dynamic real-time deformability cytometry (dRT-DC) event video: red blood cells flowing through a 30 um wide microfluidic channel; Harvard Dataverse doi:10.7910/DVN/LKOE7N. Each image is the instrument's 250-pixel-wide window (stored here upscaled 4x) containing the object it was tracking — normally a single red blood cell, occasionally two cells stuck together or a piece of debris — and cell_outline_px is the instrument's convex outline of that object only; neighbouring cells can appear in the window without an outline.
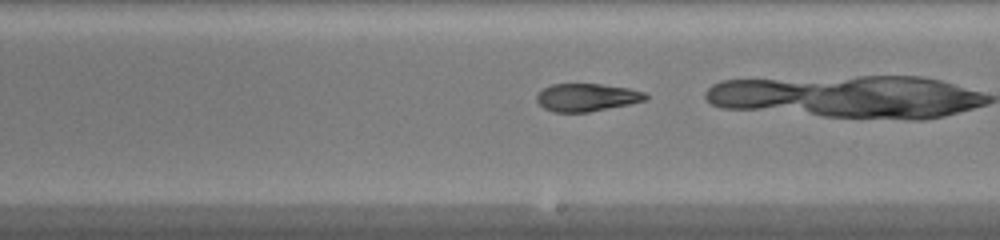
{"species": "common noctule bat (a hibernating species)", "species_latin": "Nyctalus noctula", "temperature_condition": "warm", "stored_images_in_passage": 37, "camera_frame_rate_fps": 3000, "um_per_image_px": 0.085, "animal": {"sex": "female", "body_mass_g": 20.0, "forearm_length_mm": 54.0}, "frame": {"image": 1, "passage_image": 27, "time_ms": 8.667, "image_size_px": [1000, 240], "cell_outline_px": [[648, 100], [588, 112], [552, 112], [544, 108], [536, 100], [536, 96], [544, 88], [552, 84], [600, 84], [628, 88], [644, 92], [648, 96]], "centroid_in_image_um": [49.87, 8.28], "position_along_channel_um": 239.1, "area_um2": 17.51}}